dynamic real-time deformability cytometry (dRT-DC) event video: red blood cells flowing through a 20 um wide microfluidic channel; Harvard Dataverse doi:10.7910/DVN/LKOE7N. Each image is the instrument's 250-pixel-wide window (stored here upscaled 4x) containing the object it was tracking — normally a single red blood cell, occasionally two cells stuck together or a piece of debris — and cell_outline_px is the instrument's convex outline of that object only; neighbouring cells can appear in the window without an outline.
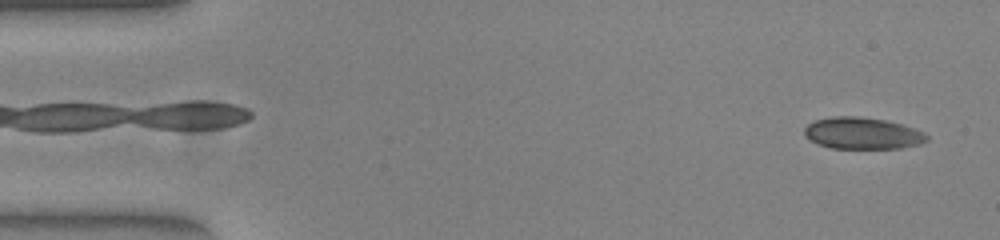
{"species": "common noctule bat (a hibernating species)", "species_latin": "Nyctalus noctula", "temperature_condition": "warm", "stored_images_in_passage": 51, "camera_frame_rate_fps": 3000, "um_per_image_px": 0.085, "animal": {"sex": "female", "body_mass_g": 23.0, "forearm_length_mm": 53.4}, "frame": {"image": 1, "passage_image": 2, "time_ms": 0.333, "image_size_px": [1000, 240], "cell_outline_px": [[928, 140], [920, 144], [900, 148], [832, 148], [816, 144], [804, 136], [804, 128], [808, 124], [816, 120], [832, 116], [856, 116], [884, 120], [916, 128], [924, 132], [928, 136]], "centroid_in_image_um": [73.3, 11.33], "position_along_channel_um": 11.7, "area_um2": 22.66}}
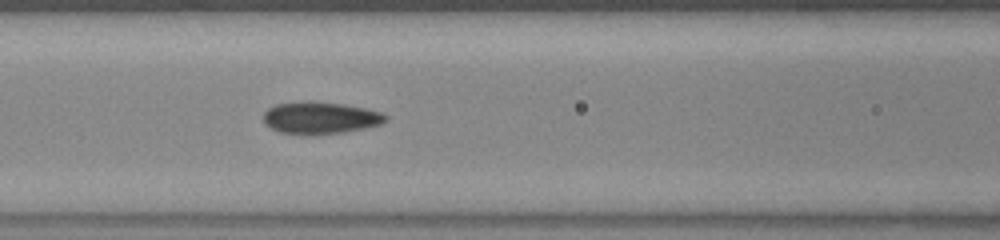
{"frame": {"image": 2, "passage_image": 21, "time_ms": 6.667, "image_size_px": [1000, 240], "cell_outline_px": [[388, 120], [380, 124], [364, 128], [344, 132], [312, 136], [304, 136], [280, 132], [272, 128], [264, 120], [264, 112], [268, 108], [276, 104], [308, 100], [340, 104], [364, 108], [380, 112], [388, 116]], "centroid_in_image_um": [27.21, 10.03], "position_along_channel_um": 139.4, "area_um2": 23.0}}
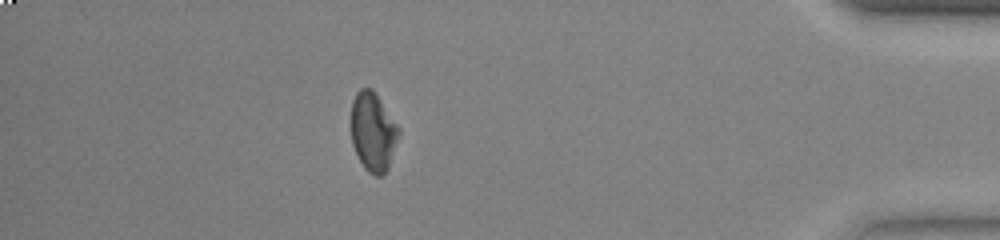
{"frame": {"image": 3, "passage_image": 45, "time_ms": 14.667, "image_size_px": [1000, 240], "cell_outline_px": [[400, 132], [388, 168], [380, 176], [376, 176], [368, 172], [364, 168], [352, 144], [352, 100], [356, 92], [360, 88], [372, 88], [400, 128]], "centroid_in_image_um": [31.71, 11.19], "position_along_channel_um": 403.5, "area_um2": 21.68}, "authors_computed_cell_mechanics": {"area_um2": 22.3686, "velocity_mm_per_s": 3.9133, "shape_relaxation_time_tau1_ms": 8.7351, "shape_relaxation_time_tau2_ms": 2.2171, "deformation_change_tau1": 0.1684, "deformation_change_tau2": 0.0704}}